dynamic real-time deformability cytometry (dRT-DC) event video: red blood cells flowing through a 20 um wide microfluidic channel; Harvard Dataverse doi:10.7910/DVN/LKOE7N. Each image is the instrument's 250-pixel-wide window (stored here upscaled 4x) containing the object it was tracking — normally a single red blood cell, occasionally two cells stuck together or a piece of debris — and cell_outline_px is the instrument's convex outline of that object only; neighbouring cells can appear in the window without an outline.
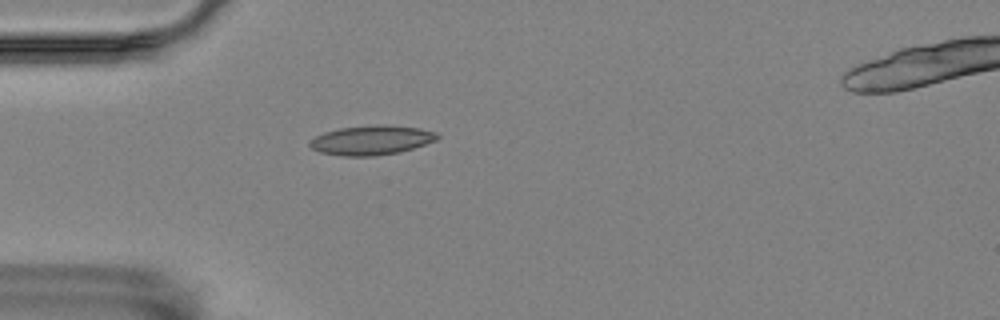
{"species": "Egyptian fruit bat (a non-hibernating species)", "species_latin": "Rousettus aegyptiacus", "temperature_condition": "room temperature", "stored_images_in_passage": 1, "camera_frame_rate_fps": 3000, "um_per_image_px": 0.085, "animal": {"sex": "female"}, "frame": {"image": 1, "passage_image": 1, "time_ms": 0.0, "image_size_px": [1000, 320], "cell_outline_px": [[440, 136], [436, 140], [400, 152], [376, 156], [344, 156], [320, 152], [312, 148], [308, 144], [308, 140], [324, 132], [340, 128], [380, 124], [420, 128], [436, 132]], "centroid_in_image_um": [31.55, 11.91], "position_along_channel_um": 53.4, "area_um2": 21.85}}